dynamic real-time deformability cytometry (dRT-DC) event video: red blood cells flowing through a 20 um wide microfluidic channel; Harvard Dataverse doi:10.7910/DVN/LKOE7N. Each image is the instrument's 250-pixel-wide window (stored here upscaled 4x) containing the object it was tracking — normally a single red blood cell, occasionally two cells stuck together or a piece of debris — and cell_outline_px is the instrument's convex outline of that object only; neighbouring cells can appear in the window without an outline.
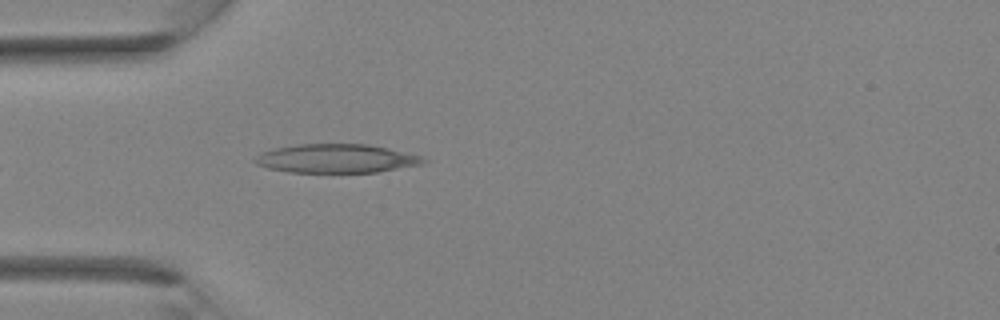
{"species": "Egyptian fruit bat (a non-hibernating species)", "species_latin": "Rousettus aegyptiacus", "temperature_condition": "room temperature", "stored_images_in_passage": 24, "camera_frame_rate_fps": 3000, "um_per_image_px": 0.085, "animal": {"sex": "female"}, "frame": {"image": 1, "passage_image": 1, "time_ms": 0.0, "image_size_px": [1000, 320], "cell_outline_px": [[432, 160], [424, 164], [376, 172], [288, 172], [268, 168], [256, 164], [252, 160], [260, 152], [272, 148], [296, 144], [368, 144], [388, 148], [420, 156]], "centroid_in_image_um": [28.57, 13.47], "position_along_channel_um": 56.4, "area_um2": 28.44}}
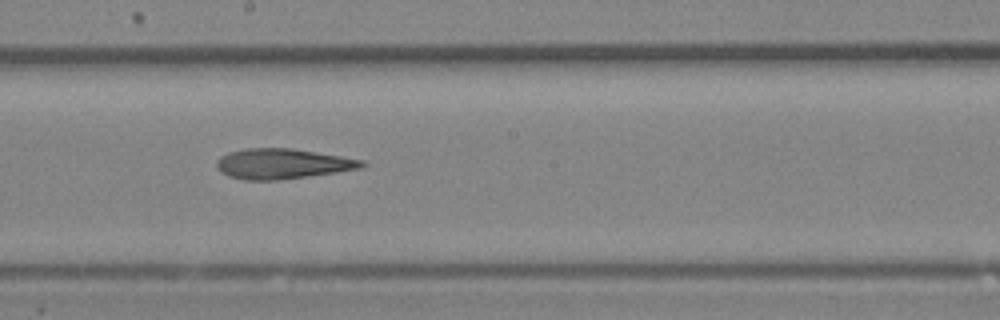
{"frame": {"image": 2, "passage_image": 10, "time_ms": 3.0, "image_size_px": [1000, 320], "cell_outline_px": [[368, 164], [360, 168], [336, 172], [276, 180], [244, 180], [228, 176], [220, 172], [216, 168], [216, 160], [220, 156], [228, 152], [244, 148], [292, 148], [364, 160]], "centroid_in_image_um": [23.95, 13.91], "position_along_channel_um": 224.2, "area_um2": 25.61}}
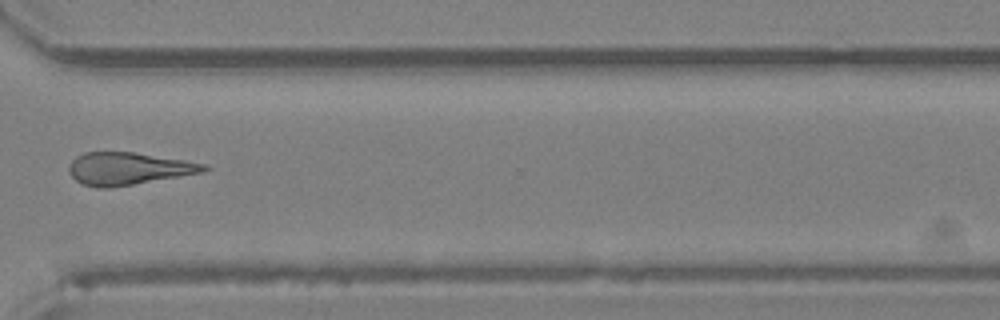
{"frame": {"image": 3, "passage_image": 17, "time_ms": 5.333, "image_size_px": [1000, 320], "cell_outline_px": [[212, 168], [204, 172], [108, 188], [96, 188], [84, 184], [76, 180], [68, 172], [68, 168], [72, 160], [76, 156], [84, 152], [132, 152], [184, 160], [204, 164]], "centroid_in_image_um": [10.88, 14.33], "position_along_channel_um": 359.7, "area_um2": 25.26}}